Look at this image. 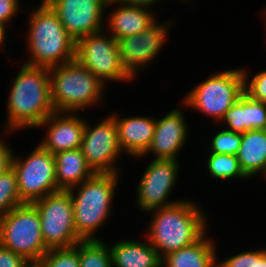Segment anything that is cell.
I'll return each instance as SVG.
<instances>
[{
  "label": "cell",
  "mask_w": 266,
  "mask_h": 267,
  "mask_svg": "<svg viewBox=\"0 0 266 267\" xmlns=\"http://www.w3.org/2000/svg\"><path fill=\"white\" fill-rule=\"evenodd\" d=\"M217 125L240 134L250 130H266V103L244 92Z\"/></svg>",
  "instance_id": "cell-19"
},
{
  "label": "cell",
  "mask_w": 266,
  "mask_h": 267,
  "mask_svg": "<svg viewBox=\"0 0 266 267\" xmlns=\"http://www.w3.org/2000/svg\"><path fill=\"white\" fill-rule=\"evenodd\" d=\"M12 1L16 2L22 9L24 8L23 7L24 5H22L21 0H12Z\"/></svg>",
  "instance_id": "cell-36"
},
{
  "label": "cell",
  "mask_w": 266,
  "mask_h": 267,
  "mask_svg": "<svg viewBox=\"0 0 266 267\" xmlns=\"http://www.w3.org/2000/svg\"><path fill=\"white\" fill-rule=\"evenodd\" d=\"M11 78L6 99L7 118L2 126L5 132L37 129V126L55 112L51 101L49 68L19 64Z\"/></svg>",
  "instance_id": "cell-2"
},
{
  "label": "cell",
  "mask_w": 266,
  "mask_h": 267,
  "mask_svg": "<svg viewBox=\"0 0 266 267\" xmlns=\"http://www.w3.org/2000/svg\"><path fill=\"white\" fill-rule=\"evenodd\" d=\"M106 9L105 30H108L107 32L116 40L138 35L157 21V15H155L157 13H153L156 10L150 6L123 4L108 0Z\"/></svg>",
  "instance_id": "cell-17"
},
{
  "label": "cell",
  "mask_w": 266,
  "mask_h": 267,
  "mask_svg": "<svg viewBox=\"0 0 266 267\" xmlns=\"http://www.w3.org/2000/svg\"><path fill=\"white\" fill-rule=\"evenodd\" d=\"M241 135L237 154L241 170L250 179L258 175L263 180L266 177V130H250Z\"/></svg>",
  "instance_id": "cell-22"
},
{
  "label": "cell",
  "mask_w": 266,
  "mask_h": 267,
  "mask_svg": "<svg viewBox=\"0 0 266 267\" xmlns=\"http://www.w3.org/2000/svg\"><path fill=\"white\" fill-rule=\"evenodd\" d=\"M106 114L92 125L86 118L80 149L94 173L122 174L117 161L124 154L120 148L116 122L109 113Z\"/></svg>",
  "instance_id": "cell-11"
},
{
  "label": "cell",
  "mask_w": 266,
  "mask_h": 267,
  "mask_svg": "<svg viewBox=\"0 0 266 267\" xmlns=\"http://www.w3.org/2000/svg\"><path fill=\"white\" fill-rule=\"evenodd\" d=\"M49 83L55 112L82 113L100 107L109 87L77 59L49 68Z\"/></svg>",
  "instance_id": "cell-5"
},
{
  "label": "cell",
  "mask_w": 266,
  "mask_h": 267,
  "mask_svg": "<svg viewBox=\"0 0 266 267\" xmlns=\"http://www.w3.org/2000/svg\"><path fill=\"white\" fill-rule=\"evenodd\" d=\"M174 19L168 17L163 21H156L144 32L129 37L117 39L119 52V68L132 81L140 76V71L153 66L154 60L164 49L169 40ZM139 74V75H138Z\"/></svg>",
  "instance_id": "cell-8"
},
{
  "label": "cell",
  "mask_w": 266,
  "mask_h": 267,
  "mask_svg": "<svg viewBox=\"0 0 266 267\" xmlns=\"http://www.w3.org/2000/svg\"><path fill=\"white\" fill-rule=\"evenodd\" d=\"M29 267H39L38 264H31Z\"/></svg>",
  "instance_id": "cell-38"
},
{
  "label": "cell",
  "mask_w": 266,
  "mask_h": 267,
  "mask_svg": "<svg viewBox=\"0 0 266 267\" xmlns=\"http://www.w3.org/2000/svg\"><path fill=\"white\" fill-rule=\"evenodd\" d=\"M54 157L59 190H69L95 174L80 148L57 152Z\"/></svg>",
  "instance_id": "cell-23"
},
{
  "label": "cell",
  "mask_w": 266,
  "mask_h": 267,
  "mask_svg": "<svg viewBox=\"0 0 266 267\" xmlns=\"http://www.w3.org/2000/svg\"><path fill=\"white\" fill-rule=\"evenodd\" d=\"M172 108L162 117L156 118L155 131L153 140L143 156L137 157L135 160H141L152 154L154 159H177L181 156V152L186 146L189 139V123L185 117L184 109Z\"/></svg>",
  "instance_id": "cell-15"
},
{
  "label": "cell",
  "mask_w": 266,
  "mask_h": 267,
  "mask_svg": "<svg viewBox=\"0 0 266 267\" xmlns=\"http://www.w3.org/2000/svg\"><path fill=\"white\" fill-rule=\"evenodd\" d=\"M263 10H264V11H263L262 13H263V16H264V17L262 16V19H263V18L266 19V8H265V9L263 8Z\"/></svg>",
  "instance_id": "cell-37"
},
{
  "label": "cell",
  "mask_w": 266,
  "mask_h": 267,
  "mask_svg": "<svg viewBox=\"0 0 266 267\" xmlns=\"http://www.w3.org/2000/svg\"><path fill=\"white\" fill-rule=\"evenodd\" d=\"M76 41L105 29L108 0H44Z\"/></svg>",
  "instance_id": "cell-14"
},
{
  "label": "cell",
  "mask_w": 266,
  "mask_h": 267,
  "mask_svg": "<svg viewBox=\"0 0 266 267\" xmlns=\"http://www.w3.org/2000/svg\"><path fill=\"white\" fill-rule=\"evenodd\" d=\"M20 11V12H19ZM23 9L12 0H0V23L10 27V23H13L14 17L20 14Z\"/></svg>",
  "instance_id": "cell-33"
},
{
  "label": "cell",
  "mask_w": 266,
  "mask_h": 267,
  "mask_svg": "<svg viewBox=\"0 0 266 267\" xmlns=\"http://www.w3.org/2000/svg\"><path fill=\"white\" fill-rule=\"evenodd\" d=\"M23 204L19 196L17 175L11 167L0 175V216Z\"/></svg>",
  "instance_id": "cell-26"
},
{
  "label": "cell",
  "mask_w": 266,
  "mask_h": 267,
  "mask_svg": "<svg viewBox=\"0 0 266 267\" xmlns=\"http://www.w3.org/2000/svg\"><path fill=\"white\" fill-rule=\"evenodd\" d=\"M244 75L242 68L223 69L213 72L202 82L195 84L181 98L182 108L199 111V114L212 119L217 125L225 113L244 93Z\"/></svg>",
  "instance_id": "cell-6"
},
{
  "label": "cell",
  "mask_w": 266,
  "mask_h": 267,
  "mask_svg": "<svg viewBox=\"0 0 266 267\" xmlns=\"http://www.w3.org/2000/svg\"><path fill=\"white\" fill-rule=\"evenodd\" d=\"M75 59L106 86L113 82H132L119 68L116 39L105 29L79 38Z\"/></svg>",
  "instance_id": "cell-13"
},
{
  "label": "cell",
  "mask_w": 266,
  "mask_h": 267,
  "mask_svg": "<svg viewBox=\"0 0 266 267\" xmlns=\"http://www.w3.org/2000/svg\"><path fill=\"white\" fill-rule=\"evenodd\" d=\"M7 29H8V27L6 25L0 23V51L1 52H3L5 50V48H4V47H6L5 44L7 45V43H5V41H9L7 38H8V36H10V34H9Z\"/></svg>",
  "instance_id": "cell-35"
},
{
  "label": "cell",
  "mask_w": 266,
  "mask_h": 267,
  "mask_svg": "<svg viewBox=\"0 0 266 267\" xmlns=\"http://www.w3.org/2000/svg\"><path fill=\"white\" fill-rule=\"evenodd\" d=\"M33 9L24 8L29 13L26 22V61L32 67L51 68L75 59L76 40L65 30L57 14L44 1ZM31 12H29L28 10ZM28 56V57H27Z\"/></svg>",
  "instance_id": "cell-3"
},
{
  "label": "cell",
  "mask_w": 266,
  "mask_h": 267,
  "mask_svg": "<svg viewBox=\"0 0 266 267\" xmlns=\"http://www.w3.org/2000/svg\"><path fill=\"white\" fill-rule=\"evenodd\" d=\"M208 154V155H207ZM205 157L204 169L214 180L229 182L230 180H249L241 170L237 155L207 153ZM235 178V179H234Z\"/></svg>",
  "instance_id": "cell-24"
},
{
  "label": "cell",
  "mask_w": 266,
  "mask_h": 267,
  "mask_svg": "<svg viewBox=\"0 0 266 267\" xmlns=\"http://www.w3.org/2000/svg\"><path fill=\"white\" fill-rule=\"evenodd\" d=\"M121 175L95 173L68 190L73 202L76 232L82 240H103L98 232L114 215Z\"/></svg>",
  "instance_id": "cell-4"
},
{
  "label": "cell",
  "mask_w": 266,
  "mask_h": 267,
  "mask_svg": "<svg viewBox=\"0 0 266 267\" xmlns=\"http://www.w3.org/2000/svg\"><path fill=\"white\" fill-rule=\"evenodd\" d=\"M119 111L109 114L114 118L118 131L120 148L129 159L143 156L150 147L156 125V117L145 115L124 116ZM122 115V116H121Z\"/></svg>",
  "instance_id": "cell-18"
},
{
  "label": "cell",
  "mask_w": 266,
  "mask_h": 267,
  "mask_svg": "<svg viewBox=\"0 0 266 267\" xmlns=\"http://www.w3.org/2000/svg\"><path fill=\"white\" fill-rule=\"evenodd\" d=\"M219 129L211 137L210 141L207 142L206 148L208 147L207 153H219L228 155H237L241 146L242 135L233 131L226 130L217 126Z\"/></svg>",
  "instance_id": "cell-28"
},
{
  "label": "cell",
  "mask_w": 266,
  "mask_h": 267,
  "mask_svg": "<svg viewBox=\"0 0 266 267\" xmlns=\"http://www.w3.org/2000/svg\"><path fill=\"white\" fill-rule=\"evenodd\" d=\"M207 231L198 241L162 258L161 267H216L217 241Z\"/></svg>",
  "instance_id": "cell-21"
},
{
  "label": "cell",
  "mask_w": 266,
  "mask_h": 267,
  "mask_svg": "<svg viewBox=\"0 0 266 267\" xmlns=\"http://www.w3.org/2000/svg\"><path fill=\"white\" fill-rule=\"evenodd\" d=\"M85 124L86 117L79 113L54 112L37 126L45 129L38 143L52 154L79 149Z\"/></svg>",
  "instance_id": "cell-16"
},
{
  "label": "cell",
  "mask_w": 266,
  "mask_h": 267,
  "mask_svg": "<svg viewBox=\"0 0 266 267\" xmlns=\"http://www.w3.org/2000/svg\"><path fill=\"white\" fill-rule=\"evenodd\" d=\"M79 267H112V255L107 241H79Z\"/></svg>",
  "instance_id": "cell-25"
},
{
  "label": "cell",
  "mask_w": 266,
  "mask_h": 267,
  "mask_svg": "<svg viewBox=\"0 0 266 267\" xmlns=\"http://www.w3.org/2000/svg\"><path fill=\"white\" fill-rule=\"evenodd\" d=\"M33 204L39 212L42 239L48 249L72 247L82 240L76 232L68 190L50 193Z\"/></svg>",
  "instance_id": "cell-10"
},
{
  "label": "cell",
  "mask_w": 266,
  "mask_h": 267,
  "mask_svg": "<svg viewBox=\"0 0 266 267\" xmlns=\"http://www.w3.org/2000/svg\"><path fill=\"white\" fill-rule=\"evenodd\" d=\"M37 264L39 267H79V242L72 247L49 249Z\"/></svg>",
  "instance_id": "cell-27"
},
{
  "label": "cell",
  "mask_w": 266,
  "mask_h": 267,
  "mask_svg": "<svg viewBox=\"0 0 266 267\" xmlns=\"http://www.w3.org/2000/svg\"><path fill=\"white\" fill-rule=\"evenodd\" d=\"M241 68L244 75L245 93L255 100L266 103V69L257 71L252 75L249 71L251 69L245 66H241Z\"/></svg>",
  "instance_id": "cell-30"
},
{
  "label": "cell",
  "mask_w": 266,
  "mask_h": 267,
  "mask_svg": "<svg viewBox=\"0 0 266 267\" xmlns=\"http://www.w3.org/2000/svg\"><path fill=\"white\" fill-rule=\"evenodd\" d=\"M180 160L177 159H153L151 158L141 174L136 188V209L141 213L170 206L179 200L171 198V194L179 183ZM180 171V172H179Z\"/></svg>",
  "instance_id": "cell-12"
},
{
  "label": "cell",
  "mask_w": 266,
  "mask_h": 267,
  "mask_svg": "<svg viewBox=\"0 0 266 267\" xmlns=\"http://www.w3.org/2000/svg\"><path fill=\"white\" fill-rule=\"evenodd\" d=\"M185 198L170 206L149 211L151 219L143 236L162 259L198 241L211 228L209 213L194 199Z\"/></svg>",
  "instance_id": "cell-1"
},
{
  "label": "cell",
  "mask_w": 266,
  "mask_h": 267,
  "mask_svg": "<svg viewBox=\"0 0 266 267\" xmlns=\"http://www.w3.org/2000/svg\"><path fill=\"white\" fill-rule=\"evenodd\" d=\"M0 133V175L12 167L14 148L7 141L14 132L1 131ZM12 133V134H11ZM6 135V136H5ZM8 136V137H7ZM5 137V138H4Z\"/></svg>",
  "instance_id": "cell-31"
},
{
  "label": "cell",
  "mask_w": 266,
  "mask_h": 267,
  "mask_svg": "<svg viewBox=\"0 0 266 267\" xmlns=\"http://www.w3.org/2000/svg\"><path fill=\"white\" fill-rule=\"evenodd\" d=\"M140 233L142 240L125 238L109 243L112 267H161L157 250Z\"/></svg>",
  "instance_id": "cell-20"
},
{
  "label": "cell",
  "mask_w": 266,
  "mask_h": 267,
  "mask_svg": "<svg viewBox=\"0 0 266 267\" xmlns=\"http://www.w3.org/2000/svg\"><path fill=\"white\" fill-rule=\"evenodd\" d=\"M32 149L26 157L14 152L12 159V168L17 175L19 196L23 203H33L59 191L54 154L39 143Z\"/></svg>",
  "instance_id": "cell-9"
},
{
  "label": "cell",
  "mask_w": 266,
  "mask_h": 267,
  "mask_svg": "<svg viewBox=\"0 0 266 267\" xmlns=\"http://www.w3.org/2000/svg\"><path fill=\"white\" fill-rule=\"evenodd\" d=\"M113 1H116L118 3H123V4L145 5V6H150L154 8L157 5V3L163 0H113ZM176 1L182 2L183 5L184 4L189 5V3H193L192 0H176Z\"/></svg>",
  "instance_id": "cell-34"
},
{
  "label": "cell",
  "mask_w": 266,
  "mask_h": 267,
  "mask_svg": "<svg viewBox=\"0 0 266 267\" xmlns=\"http://www.w3.org/2000/svg\"><path fill=\"white\" fill-rule=\"evenodd\" d=\"M30 265L31 263L23 256L0 244V267H29Z\"/></svg>",
  "instance_id": "cell-32"
},
{
  "label": "cell",
  "mask_w": 266,
  "mask_h": 267,
  "mask_svg": "<svg viewBox=\"0 0 266 267\" xmlns=\"http://www.w3.org/2000/svg\"><path fill=\"white\" fill-rule=\"evenodd\" d=\"M218 253L217 251L216 267H266V254L263 247L234 252L233 255L225 257V260L223 258L220 260Z\"/></svg>",
  "instance_id": "cell-29"
},
{
  "label": "cell",
  "mask_w": 266,
  "mask_h": 267,
  "mask_svg": "<svg viewBox=\"0 0 266 267\" xmlns=\"http://www.w3.org/2000/svg\"><path fill=\"white\" fill-rule=\"evenodd\" d=\"M0 244L37 264L49 250L42 239L40 216L33 203H23L0 216Z\"/></svg>",
  "instance_id": "cell-7"
}]
</instances>
